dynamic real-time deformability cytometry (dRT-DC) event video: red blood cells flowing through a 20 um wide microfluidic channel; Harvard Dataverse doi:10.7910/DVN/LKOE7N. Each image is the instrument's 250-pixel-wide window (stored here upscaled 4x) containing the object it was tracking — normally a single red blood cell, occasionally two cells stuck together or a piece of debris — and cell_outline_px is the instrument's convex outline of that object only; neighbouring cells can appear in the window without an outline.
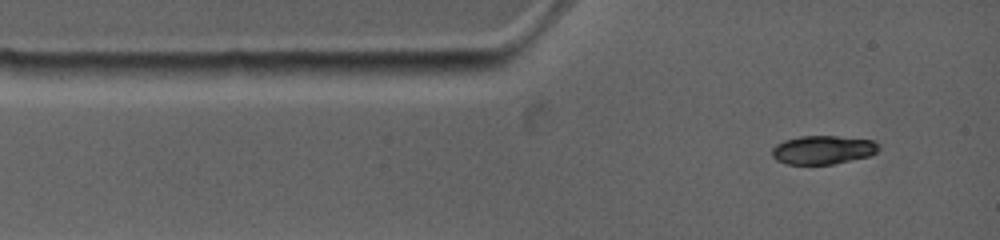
{"species": "common noctule bat (a hibernating species)", "species_latin": "Nyctalus noctula", "temperature_condition": "warm", "stored_images_in_passage": 7, "camera_frame_rate_fps": 4500, "um_per_image_px": 0.085, "animal": {"sex": "female", "body_mass_g": 19.0, "forearm_length_mm": 53.3}, "frame": {"image": 1, "passage_image": 1, "time_ms": 0.0, "image_size_px": [1000, 240], "cell_outline_px": [[880, 148], [876, 152], [868, 156], [832, 164], [784, 164], [776, 160], [772, 156], [772, 148], [776, 144], [788, 140], [804, 136], [836, 136], [872, 140]], "centroid_in_image_um": [69.92, 12.75], "position_along_channel_um": 15.1, "area_um2": 17.51}}
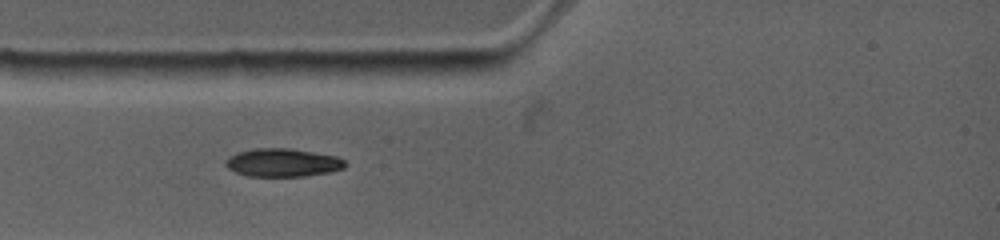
{"frame": {"image": 2, "passage_image": 4, "time_ms": 1.778, "image_size_px": [1000, 240], "cell_outline_px": [[344, 168], [328, 172], [304, 176], [248, 176], [236, 172], [228, 168], [224, 164], [232, 156], [240, 152], [260, 148], [288, 148], [336, 156], [344, 160]], "centroid_in_image_um": [24.04, 13.83], "position_along_channel_um": 61.0, "area_um2": 19.13}}
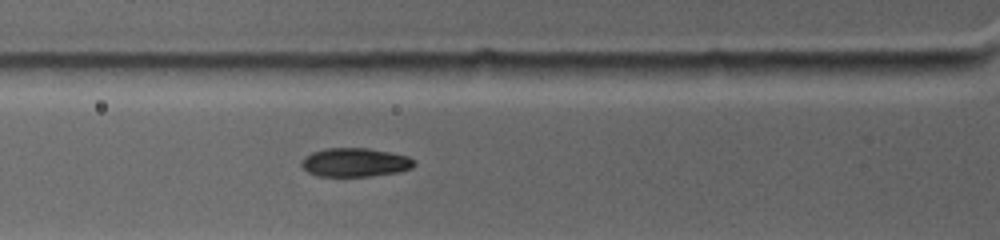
{"frame": {"image": 3, "passage_image": 6, "time_ms": 2.667, "image_size_px": [1000, 240], "cell_outline_px": [[416, 164], [412, 168], [400, 172], [372, 176], [316, 176], [308, 172], [300, 164], [312, 152], [332, 148], [364, 148], [388, 152], [408, 156]], "centroid_in_image_um": [30.21, 13.82], "position_along_channel_um": 95.6, "area_um2": 18.61}}